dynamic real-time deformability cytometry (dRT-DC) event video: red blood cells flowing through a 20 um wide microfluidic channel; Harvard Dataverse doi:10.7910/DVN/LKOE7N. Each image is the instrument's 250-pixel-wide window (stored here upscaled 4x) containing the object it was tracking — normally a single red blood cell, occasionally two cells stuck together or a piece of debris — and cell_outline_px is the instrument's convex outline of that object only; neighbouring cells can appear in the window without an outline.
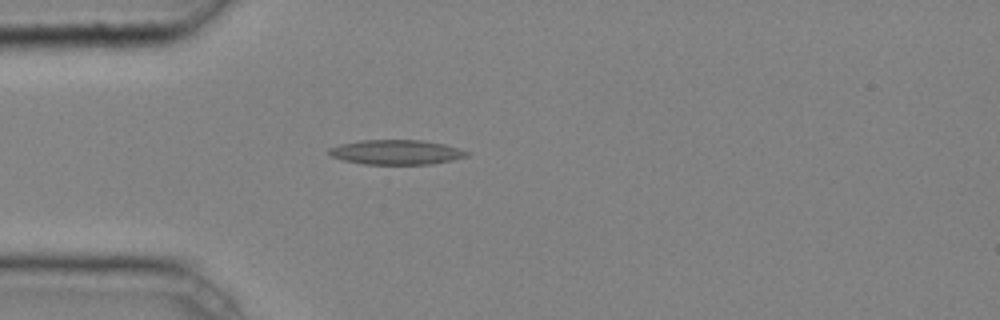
{"species": "common noctule bat (a hibernating species)", "species_latin": "Nyctalus noctula", "temperature_condition": "cold", "stored_images_in_passage": 2, "camera_frame_rate_fps": 3000, "um_per_image_px": 0.085, "animal": {"sex": "male", "body_mass_g": 20.4}, "frame": {"image": 1, "passage_image": 2, "time_ms": 0.333, "image_size_px": [1000, 320], "cell_outline_px": [[468, 156], [452, 160], [432, 164], [364, 164], [344, 160], [332, 156], [328, 152], [328, 148], [340, 144], [360, 140], [424, 140], [444, 144], [468, 152]], "centroid_in_image_um": [33.66, 12.93], "position_along_channel_um": 51.3, "area_um2": 19.71}}